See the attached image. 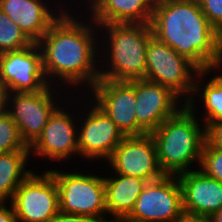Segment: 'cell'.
<instances>
[{"instance_id":"obj_27","label":"cell","mask_w":222,"mask_h":222,"mask_svg":"<svg viewBox=\"0 0 222 222\" xmlns=\"http://www.w3.org/2000/svg\"><path fill=\"white\" fill-rule=\"evenodd\" d=\"M50 222H100L94 218L59 211Z\"/></svg>"},{"instance_id":"obj_24","label":"cell","mask_w":222,"mask_h":222,"mask_svg":"<svg viewBox=\"0 0 222 222\" xmlns=\"http://www.w3.org/2000/svg\"><path fill=\"white\" fill-rule=\"evenodd\" d=\"M198 167L205 175L222 183V149L213 147L206 140Z\"/></svg>"},{"instance_id":"obj_23","label":"cell","mask_w":222,"mask_h":222,"mask_svg":"<svg viewBox=\"0 0 222 222\" xmlns=\"http://www.w3.org/2000/svg\"><path fill=\"white\" fill-rule=\"evenodd\" d=\"M30 151L19 128L6 110H0V153Z\"/></svg>"},{"instance_id":"obj_20","label":"cell","mask_w":222,"mask_h":222,"mask_svg":"<svg viewBox=\"0 0 222 222\" xmlns=\"http://www.w3.org/2000/svg\"><path fill=\"white\" fill-rule=\"evenodd\" d=\"M221 69L222 68L219 67L208 70H201L195 80L193 95L187 103L190 108H196V97L200 96L202 98H200V100H202L201 102L203 103L204 109L203 113L201 114H203L202 118L204 119L200 120H204L203 125L206 128L215 122L222 121V73H220L222 71ZM216 70L220 71L218 72ZM214 71L218 72V75ZM211 72H213V74L215 75L213 77L211 76L210 79H205L209 80L207 82L205 81V84L204 81L203 83H201L202 79L207 77V74L212 75ZM199 79L201 80L199 81ZM202 87L203 89H201Z\"/></svg>"},{"instance_id":"obj_2","label":"cell","mask_w":222,"mask_h":222,"mask_svg":"<svg viewBox=\"0 0 222 222\" xmlns=\"http://www.w3.org/2000/svg\"><path fill=\"white\" fill-rule=\"evenodd\" d=\"M153 36L200 70L222 67L220 33L202 12L199 0H155Z\"/></svg>"},{"instance_id":"obj_7","label":"cell","mask_w":222,"mask_h":222,"mask_svg":"<svg viewBox=\"0 0 222 222\" xmlns=\"http://www.w3.org/2000/svg\"><path fill=\"white\" fill-rule=\"evenodd\" d=\"M16 222H50L60 211L54 176L47 170L32 172L16 189L10 201Z\"/></svg>"},{"instance_id":"obj_29","label":"cell","mask_w":222,"mask_h":222,"mask_svg":"<svg viewBox=\"0 0 222 222\" xmlns=\"http://www.w3.org/2000/svg\"><path fill=\"white\" fill-rule=\"evenodd\" d=\"M175 222H212L210 216L194 215L184 212Z\"/></svg>"},{"instance_id":"obj_25","label":"cell","mask_w":222,"mask_h":222,"mask_svg":"<svg viewBox=\"0 0 222 222\" xmlns=\"http://www.w3.org/2000/svg\"><path fill=\"white\" fill-rule=\"evenodd\" d=\"M202 12L209 23L219 32H222V0H199Z\"/></svg>"},{"instance_id":"obj_26","label":"cell","mask_w":222,"mask_h":222,"mask_svg":"<svg viewBox=\"0 0 222 222\" xmlns=\"http://www.w3.org/2000/svg\"><path fill=\"white\" fill-rule=\"evenodd\" d=\"M206 140L213 147L222 149V121L215 122L206 128Z\"/></svg>"},{"instance_id":"obj_17","label":"cell","mask_w":222,"mask_h":222,"mask_svg":"<svg viewBox=\"0 0 222 222\" xmlns=\"http://www.w3.org/2000/svg\"><path fill=\"white\" fill-rule=\"evenodd\" d=\"M177 177L182 190L184 212L211 217L222 208L220 181L212 179L199 169L182 173Z\"/></svg>"},{"instance_id":"obj_21","label":"cell","mask_w":222,"mask_h":222,"mask_svg":"<svg viewBox=\"0 0 222 222\" xmlns=\"http://www.w3.org/2000/svg\"><path fill=\"white\" fill-rule=\"evenodd\" d=\"M30 151L0 153V202H10L16 189L33 172L27 170Z\"/></svg>"},{"instance_id":"obj_28","label":"cell","mask_w":222,"mask_h":222,"mask_svg":"<svg viewBox=\"0 0 222 222\" xmlns=\"http://www.w3.org/2000/svg\"><path fill=\"white\" fill-rule=\"evenodd\" d=\"M8 202H0V222H16V216L13 206L9 202V208L6 205Z\"/></svg>"},{"instance_id":"obj_18","label":"cell","mask_w":222,"mask_h":222,"mask_svg":"<svg viewBox=\"0 0 222 222\" xmlns=\"http://www.w3.org/2000/svg\"><path fill=\"white\" fill-rule=\"evenodd\" d=\"M155 0H94L86 14L98 26L104 24H150ZM91 13V14H90Z\"/></svg>"},{"instance_id":"obj_10","label":"cell","mask_w":222,"mask_h":222,"mask_svg":"<svg viewBox=\"0 0 222 222\" xmlns=\"http://www.w3.org/2000/svg\"><path fill=\"white\" fill-rule=\"evenodd\" d=\"M116 124L124 136L147 134L138 124L135 115V88L133 81L98 80L86 93Z\"/></svg>"},{"instance_id":"obj_22","label":"cell","mask_w":222,"mask_h":222,"mask_svg":"<svg viewBox=\"0 0 222 222\" xmlns=\"http://www.w3.org/2000/svg\"><path fill=\"white\" fill-rule=\"evenodd\" d=\"M33 42L0 10V53L23 49Z\"/></svg>"},{"instance_id":"obj_13","label":"cell","mask_w":222,"mask_h":222,"mask_svg":"<svg viewBox=\"0 0 222 222\" xmlns=\"http://www.w3.org/2000/svg\"><path fill=\"white\" fill-rule=\"evenodd\" d=\"M0 77L8 92H38L50 84L43 71L42 52L38 43L0 53Z\"/></svg>"},{"instance_id":"obj_6","label":"cell","mask_w":222,"mask_h":222,"mask_svg":"<svg viewBox=\"0 0 222 222\" xmlns=\"http://www.w3.org/2000/svg\"><path fill=\"white\" fill-rule=\"evenodd\" d=\"M200 71L193 62L155 36L149 39L145 79L169 88L181 100L184 99L185 104L193 95L195 80Z\"/></svg>"},{"instance_id":"obj_5","label":"cell","mask_w":222,"mask_h":222,"mask_svg":"<svg viewBox=\"0 0 222 222\" xmlns=\"http://www.w3.org/2000/svg\"><path fill=\"white\" fill-rule=\"evenodd\" d=\"M48 171L54 176L58 187L61 212L110 222L106 212L104 176L93 172L84 174L82 171L65 173L55 168Z\"/></svg>"},{"instance_id":"obj_15","label":"cell","mask_w":222,"mask_h":222,"mask_svg":"<svg viewBox=\"0 0 222 222\" xmlns=\"http://www.w3.org/2000/svg\"><path fill=\"white\" fill-rule=\"evenodd\" d=\"M132 81L135 88L137 124L147 134L155 131L167 118L173 116L185 104L169 88L158 83L147 79Z\"/></svg>"},{"instance_id":"obj_11","label":"cell","mask_w":222,"mask_h":222,"mask_svg":"<svg viewBox=\"0 0 222 222\" xmlns=\"http://www.w3.org/2000/svg\"><path fill=\"white\" fill-rule=\"evenodd\" d=\"M90 103L87 113L81 112L84 118L78 116L79 158L106 162L125 136L101 108L92 100Z\"/></svg>"},{"instance_id":"obj_14","label":"cell","mask_w":222,"mask_h":222,"mask_svg":"<svg viewBox=\"0 0 222 222\" xmlns=\"http://www.w3.org/2000/svg\"><path fill=\"white\" fill-rule=\"evenodd\" d=\"M109 164L113 173L148 182L165 175L159 166L156 145L151 134L125 136L107 161V165Z\"/></svg>"},{"instance_id":"obj_19","label":"cell","mask_w":222,"mask_h":222,"mask_svg":"<svg viewBox=\"0 0 222 222\" xmlns=\"http://www.w3.org/2000/svg\"><path fill=\"white\" fill-rule=\"evenodd\" d=\"M106 212L110 222L125 220L134 208L147 180L114 173L104 177Z\"/></svg>"},{"instance_id":"obj_12","label":"cell","mask_w":222,"mask_h":222,"mask_svg":"<svg viewBox=\"0 0 222 222\" xmlns=\"http://www.w3.org/2000/svg\"><path fill=\"white\" fill-rule=\"evenodd\" d=\"M61 103L50 115L42 134L29 147L32 157L58 161H69L77 156L78 150V121L76 113L69 112ZM62 106V107H60ZM64 109H66L64 111ZM67 111V112H66ZM74 116V117H73ZM76 119V120H75ZM76 123V124H75Z\"/></svg>"},{"instance_id":"obj_4","label":"cell","mask_w":222,"mask_h":222,"mask_svg":"<svg viewBox=\"0 0 222 222\" xmlns=\"http://www.w3.org/2000/svg\"><path fill=\"white\" fill-rule=\"evenodd\" d=\"M101 30L108 40L102 41L103 48H98L102 51L99 54H104L99 56V80L145 79L146 49L153 36L150 24H104L98 26Z\"/></svg>"},{"instance_id":"obj_16","label":"cell","mask_w":222,"mask_h":222,"mask_svg":"<svg viewBox=\"0 0 222 222\" xmlns=\"http://www.w3.org/2000/svg\"><path fill=\"white\" fill-rule=\"evenodd\" d=\"M47 3L51 5L48 0H0V10L18 25L32 42L37 43L69 7H65L64 2L57 7L55 4L57 10H53L54 7H49Z\"/></svg>"},{"instance_id":"obj_9","label":"cell","mask_w":222,"mask_h":222,"mask_svg":"<svg viewBox=\"0 0 222 222\" xmlns=\"http://www.w3.org/2000/svg\"><path fill=\"white\" fill-rule=\"evenodd\" d=\"M182 190L177 176L147 182L130 215L122 221L175 222L182 214Z\"/></svg>"},{"instance_id":"obj_3","label":"cell","mask_w":222,"mask_h":222,"mask_svg":"<svg viewBox=\"0 0 222 222\" xmlns=\"http://www.w3.org/2000/svg\"><path fill=\"white\" fill-rule=\"evenodd\" d=\"M196 111L184 104L150 133L156 145L159 166L165 175L178 176L191 171L193 164H200L206 127L203 123L201 127Z\"/></svg>"},{"instance_id":"obj_32","label":"cell","mask_w":222,"mask_h":222,"mask_svg":"<svg viewBox=\"0 0 222 222\" xmlns=\"http://www.w3.org/2000/svg\"><path fill=\"white\" fill-rule=\"evenodd\" d=\"M86 1H87V3H89V4L86 3V5L89 6L94 0H86Z\"/></svg>"},{"instance_id":"obj_30","label":"cell","mask_w":222,"mask_h":222,"mask_svg":"<svg viewBox=\"0 0 222 222\" xmlns=\"http://www.w3.org/2000/svg\"><path fill=\"white\" fill-rule=\"evenodd\" d=\"M8 95L6 84L0 77V110H7Z\"/></svg>"},{"instance_id":"obj_1","label":"cell","mask_w":222,"mask_h":222,"mask_svg":"<svg viewBox=\"0 0 222 222\" xmlns=\"http://www.w3.org/2000/svg\"><path fill=\"white\" fill-rule=\"evenodd\" d=\"M69 11L65 10L37 42L42 52L43 71L50 85L60 88L68 85V90L84 85V90L89 91L99 80L97 48L101 42L97 39L101 35L96 32L98 25L92 19L89 24L86 16L84 23L82 17L76 19Z\"/></svg>"},{"instance_id":"obj_8","label":"cell","mask_w":222,"mask_h":222,"mask_svg":"<svg viewBox=\"0 0 222 222\" xmlns=\"http://www.w3.org/2000/svg\"><path fill=\"white\" fill-rule=\"evenodd\" d=\"M54 88L67 89L49 85L38 92H10L8 95L6 112L19 128L22 139L29 147L42 134L50 115L61 104L57 98L61 91Z\"/></svg>"},{"instance_id":"obj_31","label":"cell","mask_w":222,"mask_h":222,"mask_svg":"<svg viewBox=\"0 0 222 222\" xmlns=\"http://www.w3.org/2000/svg\"><path fill=\"white\" fill-rule=\"evenodd\" d=\"M212 222H222V208L211 216Z\"/></svg>"}]
</instances>
